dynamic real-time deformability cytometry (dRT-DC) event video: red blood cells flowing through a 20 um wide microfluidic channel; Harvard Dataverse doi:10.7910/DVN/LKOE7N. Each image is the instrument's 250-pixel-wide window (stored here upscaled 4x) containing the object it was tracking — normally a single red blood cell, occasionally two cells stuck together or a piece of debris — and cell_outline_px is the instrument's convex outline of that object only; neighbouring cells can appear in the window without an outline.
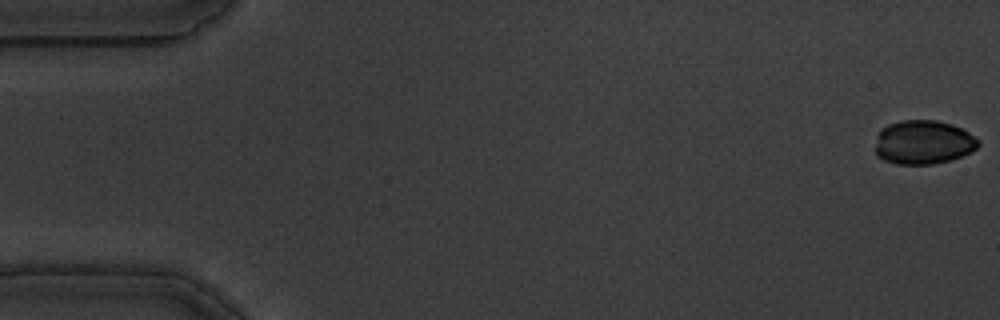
{"species": "common noctule bat (a hibernating species)", "species_latin": "Nyctalus noctula", "temperature_condition": "warm", "stored_images_in_passage": 58, "camera_frame_rate_fps": 3000, "um_per_image_px": 0.085, "animal": {"sex": "male", "body_mass_g": 19.5, "forearm_length_mm": 54.6}, "frame": {"image": 1, "passage_image": 1, "time_ms": 0.0, "image_size_px": [1000, 320], "cell_outline_px": [[980, 144], [972, 152], [948, 160], [932, 164], [896, 164], [884, 160], [876, 156], [876, 136], [880, 128], [888, 124], [900, 120], [936, 120], [952, 124], [968, 132], [980, 140]], "centroid_in_image_um": [78.46, 12.08], "position_along_channel_um": 6.5, "area_um2": 26.59}}
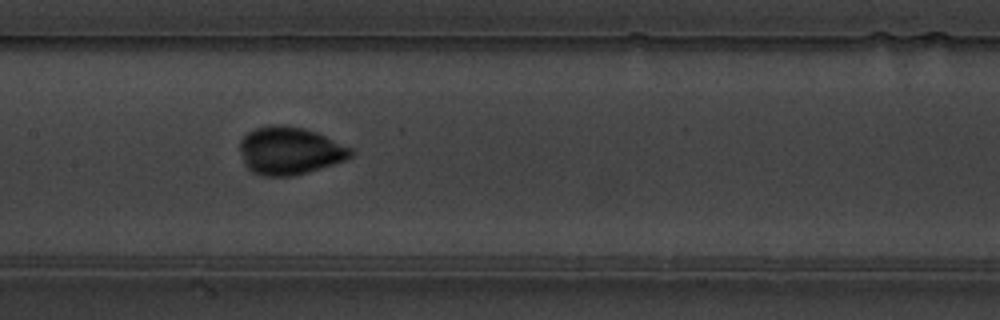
{"frame": {"image": 2, "passage_image": 28, "time_ms": 9.0, "image_size_px": [1000, 320], "cell_outline_px": [[356, 152], [352, 156], [344, 160], [308, 172], [292, 176], [264, 176], [252, 172], [244, 164], [240, 152], [240, 140], [248, 132], [256, 128], [272, 124], [280, 124], [304, 128], [316, 132], [352, 148]], "centroid_in_image_um": [24.62, 12.81], "position_along_channel_um": 182.8, "area_um2": 30.87}}
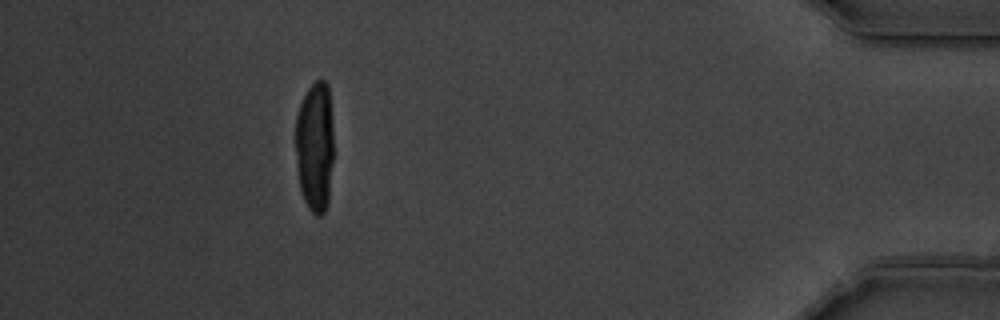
{"frame": {"image": 3, "passage_image": 52, "time_ms": 17.0, "image_size_px": [1000, 320], "cell_outline_px": [[332, 160], [328, 204], [324, 212], [320, 216], [316, 216], [308, 208], [304, 200], [300, 188], [296, 164], [296, 116], [300, 104], [308, 88], [316, 80], [324, 80], [328, 84], [332, 124]], "centroid_in_image_um": [26.76, 12.47], "position_along_channel_um": 408.4, "area_um2": 28.96}, "authors_computed_cell_mechanics": {"area_um2": 28.9289, "velocity_mm_per_s": 3.53, "shape_relaxation_time_tau1_ms": 3.6632, "shape_relaxation_time_tau2_ms": null, "deformation_change_tau1": 0.1325, "deformation_change_tau2": null}}